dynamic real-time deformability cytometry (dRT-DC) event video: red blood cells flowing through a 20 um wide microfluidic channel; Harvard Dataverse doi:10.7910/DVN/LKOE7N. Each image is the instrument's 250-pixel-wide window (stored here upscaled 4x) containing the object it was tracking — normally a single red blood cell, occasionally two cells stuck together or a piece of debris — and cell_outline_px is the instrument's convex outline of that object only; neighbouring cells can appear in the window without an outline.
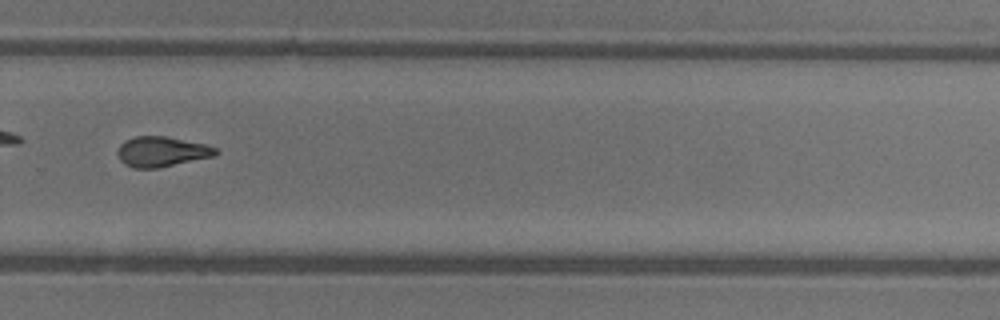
{"species": "common noctule bat (a hibernating species)", "species_latin": "Nyctalus noctula", "temperature_condition": "warm", "stored_images_in_passage": 33, "camera_frame_rate_fps": 3000, "um_per_image_px": 0.085, "animal": {"sex": "female"}, "frame": {"image": 1, "passage_image": 19, "time_ms": 6.0, "image_size_px": [1000, 320], "cell_outline_px": [[220, 152], [216, 156], [160, 168], [132, 168], [124, 164], [120, 160], [116, 152], [120, 144], [124, 140], [136, 136], [164, 136], [204, 144], [216, 148]], "centroid_in_image_um": [13.73, 12.9], "position_along_channel_um": 316.1, "area_um2": 17.46}, "authors_computed_cell_mechanics": {"area_um2": 17.3978, "velocity_mm_per_s": 4.4213, "shape_relaxation_time_tau1_ms": null, "shape_relaxation_time_tau2_ms": 3.0775, "deformation_change_tau1": null, "deformation_change_tau2": 0.1147}}